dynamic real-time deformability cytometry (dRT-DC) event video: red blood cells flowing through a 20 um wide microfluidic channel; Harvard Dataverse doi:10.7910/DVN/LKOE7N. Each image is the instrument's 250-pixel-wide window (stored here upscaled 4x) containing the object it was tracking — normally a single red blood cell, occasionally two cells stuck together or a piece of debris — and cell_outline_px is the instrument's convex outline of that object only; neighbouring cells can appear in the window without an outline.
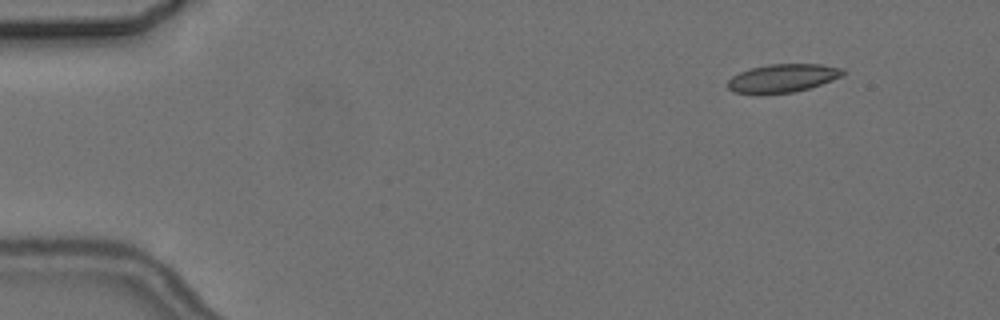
{"species": "common noctule bat (a hibernating species)", "species_latin": "Nyctalus noctula", "temperature_condition": "cold", "stored_images_in_passage": 5, "camera_frame_rate_fps": 3000, "um_per_image_px": 0.085, "animal": {"sex": "female", "body_mass_g": 24.6, "forearm_length_mm": 56.2}, "frame": {"image": 1, "passage_image": 2, "time_ms": 1.333, "image_size_px": [1000, 320], "cell_outline_px": [[848, 72], [832, 80], [808, 88], [792, 92], [736, 92], [728, 88], [728, 80], [732, 76], [740, 72], [752, 68], [768, 64], [820, 64], [844, 68]], "centroid_in_image_um": [66.59, 6.6], "position_along_channel_um": 18.4, "area_um2": 18.44}}